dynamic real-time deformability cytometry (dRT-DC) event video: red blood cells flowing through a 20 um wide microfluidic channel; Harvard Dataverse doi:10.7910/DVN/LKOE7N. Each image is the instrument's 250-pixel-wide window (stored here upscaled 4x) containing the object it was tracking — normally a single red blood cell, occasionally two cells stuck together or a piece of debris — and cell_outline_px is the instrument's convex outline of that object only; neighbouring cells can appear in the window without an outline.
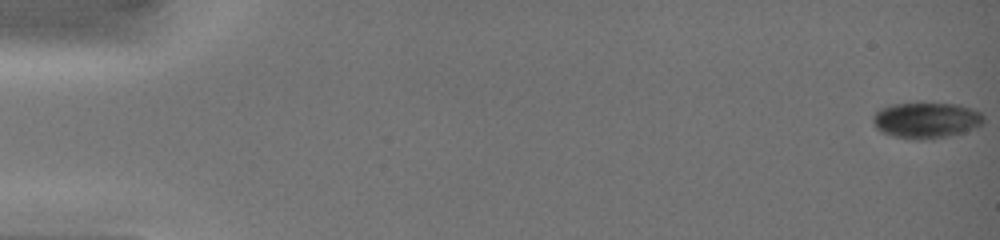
{"species": "common noctule bat (a hibernating species)", "species_latin": "Nyctalus noctula", "temperature_condition": "warm", "stored_images_in_passage": 12, "camera_frame_rate_fps": 3000, "um_per_image_px": 0.085, "animal": {"sex": "female", "body_mass_g": 19.0, "forearm_length_mm": 51.5}, "frame": {"image": 1, "passage_image": 1, "time_ms": 0.0, "image_size_px": [1000, 240], "cell_outline_px": [[984, 120], [976, 128], [964, 132], [948, 136], [924, 140], [916, 140], [896, 136], [880, 132], [876, 128], [872, 120], [872, 116], [880, 108], [892, 104], [916, 100], [960, 104], [972, 108], [980, 112], [984, 116]], "centroid_in_image_um": [78.72, 10.17], "position_along_channel_um": 6.3, "area_um2": 24.1}}
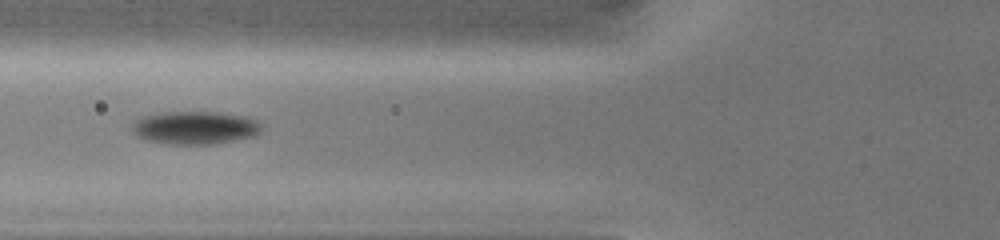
{"frame": {"image": 2, "passage_image": 9, "time_ms": 6.667, "image_size_px": [1000, 240], "cell_outline_px": [[264, 128], [256, 136], [212, 144], [172, 144], [144, 140], [136, 136], [132, 132], [132, 120], [144, 116], [164, 112], [220, 112], [248, 116], [264, 124]], "centroid_in_image_um": [16.6, 10.85], "position_along_channel_um": 109.2, "area_um2": 25.37}}
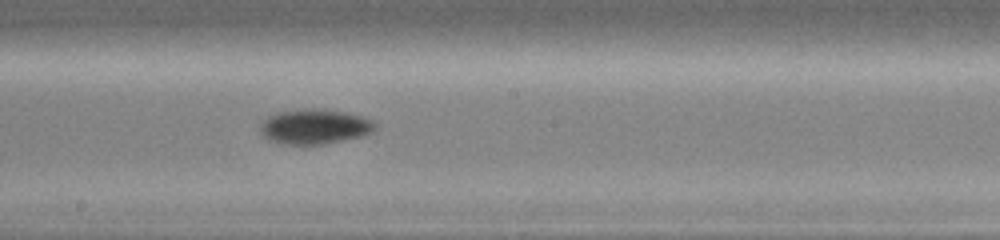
{"frame": {"image": 3, "passage_image": 12, "time_ms": 9.333, "image_size_px": [1000, 240], "cell_outline_px": [[376, 128], [372, 132], [364, 136], [324, 144], [280, 144], [268, 140], [260, 132], [260, 124], [268, 116], [276, 112], [312, 108], [324, 108], [348, 112], [372, 120], [376, 124]], "centroid_in_image_um": [26.75, 10.75], "position_along_channel_um": 221.5, "area_um2": 23.7}}